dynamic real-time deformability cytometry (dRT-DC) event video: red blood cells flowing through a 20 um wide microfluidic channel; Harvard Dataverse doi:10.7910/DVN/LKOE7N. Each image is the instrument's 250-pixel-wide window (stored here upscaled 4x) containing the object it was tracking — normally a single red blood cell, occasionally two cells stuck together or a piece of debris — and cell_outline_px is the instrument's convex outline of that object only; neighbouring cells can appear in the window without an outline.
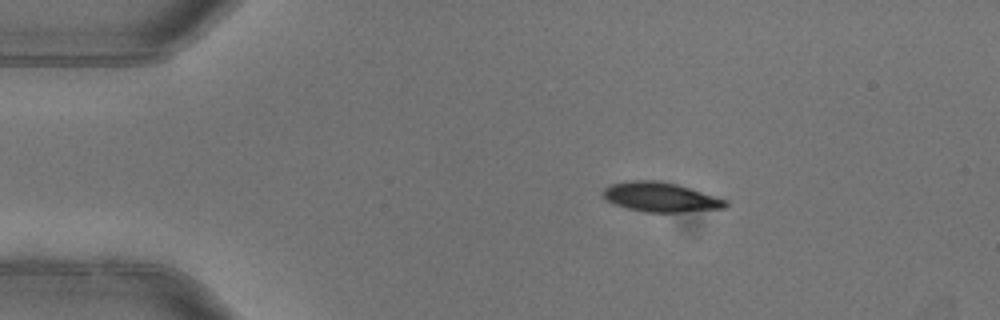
{"species": "common noctule bat (a hibernating species)", "species_latin": "Nyctalus noctula", "temperature_condition": "warm", "stored_images_in_passage": 4, "camera_frame_rate_fps": 3000, "um_per_image_px": 0.085, "animal": {"sex": "female"}, "frame": {"image": 1, "passage_image": 1, "time_ms": 0.0, "image_size_px": [1000, 320], "cell_outline_px": [[728, 204], [724, 208], [680, 212], [644, 212], [628, 208], [604, 200], [600, 196], [600, 192], [604, 188], [612, 184], [632, 180], [656, 180], [680, 184], [728, 200]], "centroid_in_image_um": [56.13, 16.74], "position_along_channel_um": 28.9, "area_um2": 21.33}}
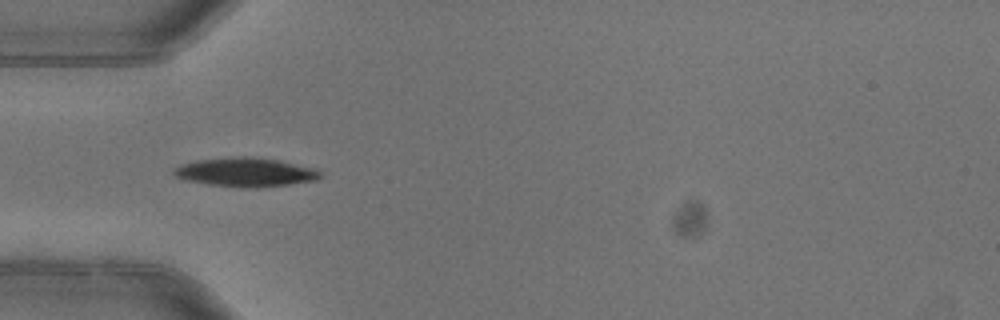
{"frame": {"image": 2, "passage_image": 3, "time_ms": 0.667, "image_size_px": [1000, 320], "cell_outline_px": [[324, 176], [316, 180], [288, 184], [256, 188], [240, 188], [208, 184], [188, 180], [176, 176], [172, 172], [180, 164], [196, 160], [240, 156], [244, 156], [280, 160], [316, 168]], "centroid_in_image_um": [20.91, 14.64], "position_along_channel_um": 64.1, "area_um2": 24.74}}
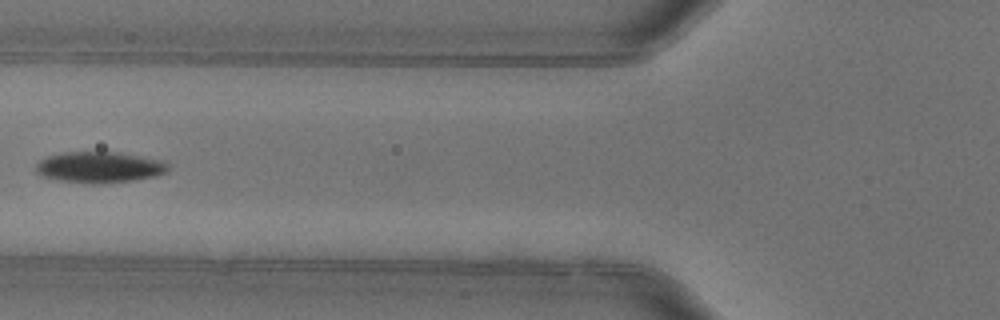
{"frame": {"image": 3, "passage_image": 4, "time_ms": 1.0, "image_size_px": [1000, 320], "cell_outline_px": [[168, 172], [156, 176], [136, 180], [104, 184], [88, 184], [60, 180], [44, 176], [36, 172], [36, 164], [40, 160], [48, 156], [64, 152], [116, 152], [164, 160], [168, 164]], "centroid_in_image_um": [8.49, 14.22], "position_along_channel_um": 117.3, "area_um2": 24.1}}